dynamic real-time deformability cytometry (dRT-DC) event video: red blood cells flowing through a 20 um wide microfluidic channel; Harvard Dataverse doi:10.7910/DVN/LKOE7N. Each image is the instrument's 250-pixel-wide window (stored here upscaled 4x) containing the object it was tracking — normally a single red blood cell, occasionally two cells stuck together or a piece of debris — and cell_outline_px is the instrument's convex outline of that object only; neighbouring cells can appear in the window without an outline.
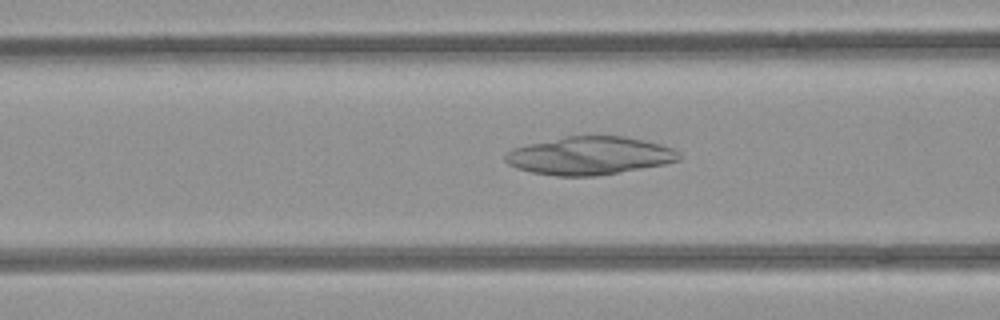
{"species": "common noctule bat (a hibernating species)", "species_latin": "Nyctalus noctula", "temperature_condition": "room temperature", "stored_images_in_passage": 47, "camera_frame_rate_fps": 3000, "um_per_image_px": 0.085, "animal": {"sex": "female", "body_mass_g": 21.9}, "frame": {"image": 1, "passage_image": 16, "time_ms": 5.0, "image_size_px": [1000, 320], "cell_outline_px": [[680, 160], [664, 164], [596, 176], [556, 176], [532, 172], [516, 168], [508, 164], [504, 160], [504, 156], [512, 148], [528, 144], [564, 136], [624, 136], [660, 144], [672, 148], [680, 152]], "centroid_in_image_um": [50.09, 13.23], "position_along_channel_um": 116.5, "area_um2": 38.44}}
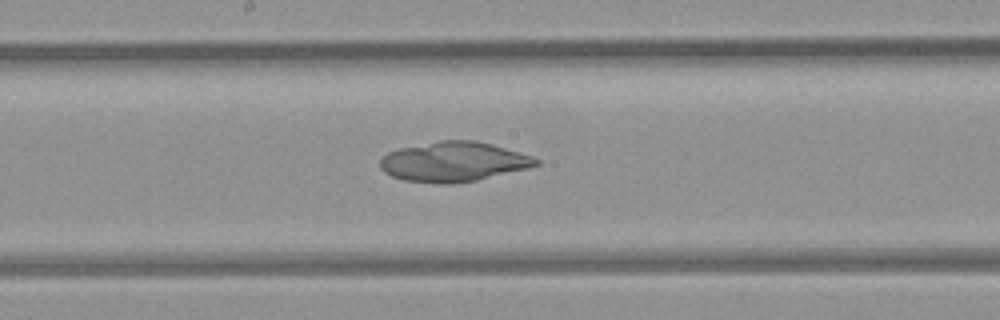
{"frame": {"image": 2, "passage_image": 23, "time_ms": 7.333, "image_size_px": [1000, 320], "cell_outline_px": [[540, 164], [528, 168], [476, 180], [456, 184], [440, 184], [404, 180], [392, 176], [384, 172], [380, 168], [380, 160], [388, 152], [400, 148], [440, 140], [476, 140], [492, 144], [532, 156], [540, 160]], "centroid_in_image_um": [38.55, 13.75], "position_along_channel_um": 209.6, "area_um2": 36.13}}
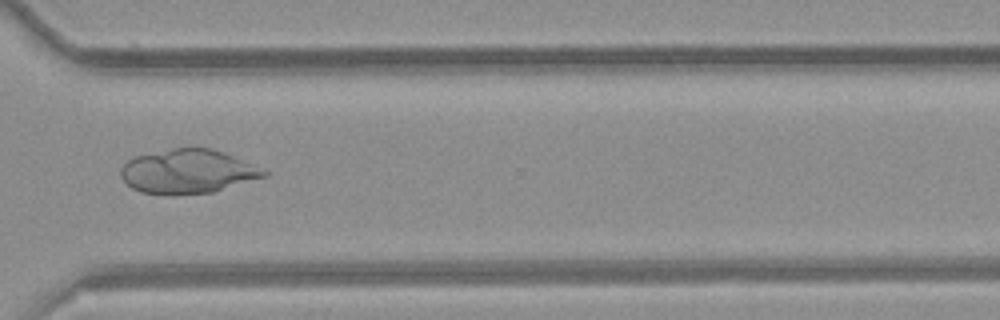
{"frame": {"image": 3, "passage_image": 34, "time_ms": 11.0, "image_size_px": [1000, 320], "cell_outline_px": [[268, 176], [212, 192], [140, 192], [132, 188], [120, 176], [120, 168], [128, 160], [136, 156], [172, 148], [212, 148], [224, 152], [268, 172]], "centroid_in_image_um": [15.96, 14.54], "position_along_channel_um": 354.6, "area_um2": 35.66}}